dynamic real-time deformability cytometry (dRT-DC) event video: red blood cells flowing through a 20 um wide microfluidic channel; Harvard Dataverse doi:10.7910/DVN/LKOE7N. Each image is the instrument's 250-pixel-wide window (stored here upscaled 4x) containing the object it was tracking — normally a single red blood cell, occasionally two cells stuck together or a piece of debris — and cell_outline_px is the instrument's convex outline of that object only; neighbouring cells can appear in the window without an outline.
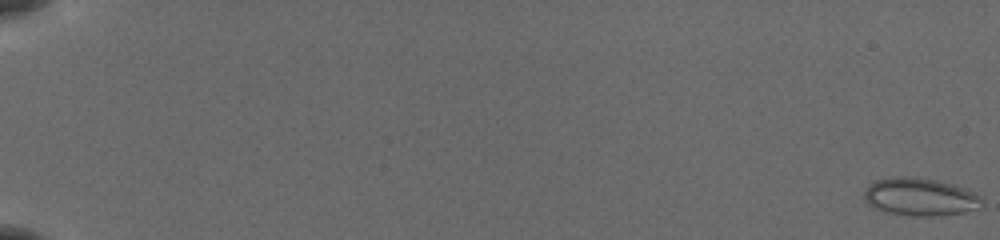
{"species": "common noctule bat (a hibernating species)", "species_latin": "Nyctalus noctula", "temperature_condition": "cold", "stored_images_in_passage": 45, "camera_frame_rate_fps": 3000, "um_per_image_px": 0.085, "animal": {"sex": "female", "body_mass_g": 19.5, "forearm_length_mm": 54.1}, "frame": {"image": 1, "passage_image": 1, "time_ms": 0.0, "image_size_px": [1000, 240], "cell_outline_px": [[984, 200], [980, 208], [964, 212], [940, 216], [908, 216], [884, 212], [872, 208], [864, 200], [864, 192], [868, 184], [876, 180], [896, 176], [908, 176], [936, 180], [956, 184], [972, 192]], "centroid_in_image_um": [78.18, 16.75], "position_along_channel_um": 6.8, "area_um2": 26.36}}
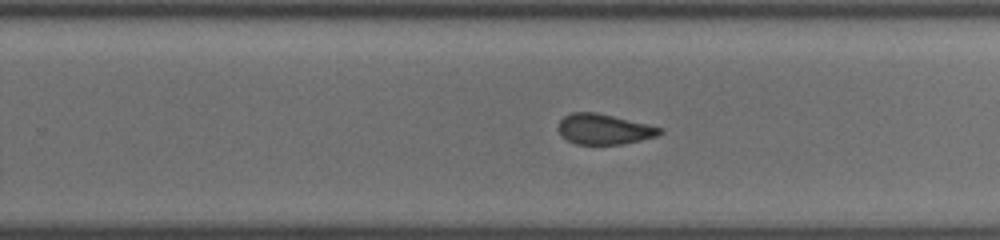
{"frame": {"image": 2, "passage_image": 28, "time_ms": 9.0, "image_size_px": [1000, 240], "cell_outline_px": [[664, 132], [656, 136], [640, 140], [620, 144], [576, 144], [560, 136], [560, 120], [564, 116], [572, 112], [596, 112], [648, 124], [664, 128]], "centroid_in_image_um": [51.36, 10.97], "position_along_channel_um": 278.4, "area_um2": 17.86}}
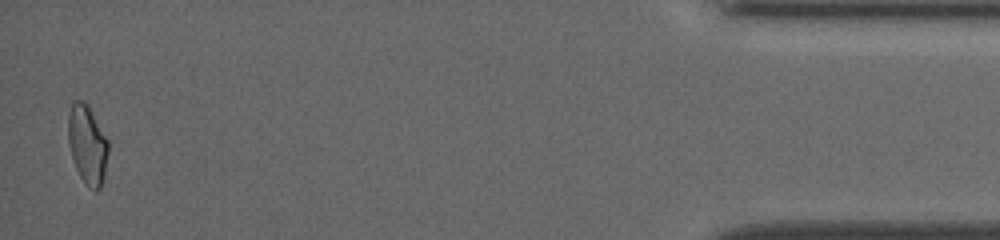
{"frame": {"image": 3, "passage_image": 45, "time_ms": 14.667, "image_size_px": [1000, 240], "cell_outline_px": [[108, 152], [104, 176], [100, 188], [96, 192], [88, 188], [80, 176], [76, 168], [72, 156], [68, 140], [68, 112], [72, 100], [84, 100], [88, 104], [108, 140]], "centroid_in_image_um": [7.42, 12.26], "position_along_channel_um": 427.8, "area_um2": 18.61}, "authors_computed_cell_mechanics": {"area_um2": 18.6116, "velocity_mm_per_s": 3.8957, "shape_relaxation_time_tau1_ms": 9.3072, "shape_relaxation_time_tau2_ms": 1.21, "deformation_change_tau1": 0.1506, "deformation_change_tau2": 0.053}}